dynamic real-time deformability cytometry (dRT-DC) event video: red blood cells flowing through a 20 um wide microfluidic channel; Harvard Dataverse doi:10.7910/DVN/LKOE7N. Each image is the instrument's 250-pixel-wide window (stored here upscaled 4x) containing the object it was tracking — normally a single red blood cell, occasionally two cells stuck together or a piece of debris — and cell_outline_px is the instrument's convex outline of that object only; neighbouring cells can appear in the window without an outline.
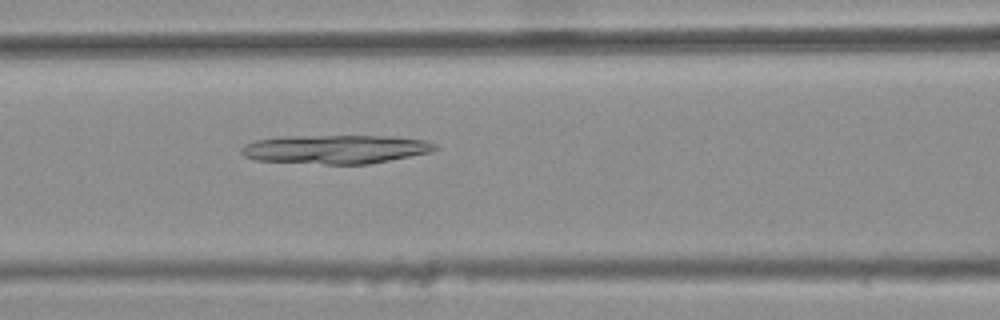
{"species": "common noctule bat (a hibernating species)", "species_latin": "Nyctalus noctula", "temperature_condition": "warm", "stored_images_in_passage": 49, "camera_frame_rate_fps": 3000, "um_per_image_px": 0.085, "animal": {"sex": "female", "body_mass_g": 25.1}, "frame": {"image": 1, "passage_image": 23, "time_ms": 7.333, "image_size_px": [1000, 320], "cell_outline_px": [[440, 148], [428, 152], [368, 164], [324, 164], [256, 160], [244, 156], [240, 152], [240, 148], [244, 144], [256, 140], [280, 136], [392, 136], [428, 140], [436, 144]], "centroid_in_image_um": [28.5, 12.67], "position_along_channel_um": 138.1, "area_um2": 32.54}}
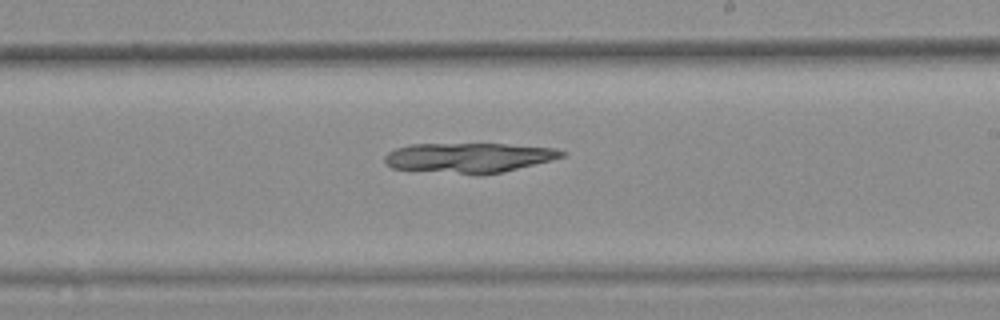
{"frame": {"image": 2, "passage_image": 32, "time_ms": 10.333, "image_size_px": [1000, 320], "cell_outline_px": [[568, 152], [564, 156], [552, 160], [500, 172], [460, 172], [392, 168], [384, 164], [384, 156], [388, 152], [396, 148], [412, 144], [508, 144], [556, 148]], "centroid_in_image_um": [39.88, 13.36], "position_along_channel_um": 249.1, "area_um2": 29.82}}
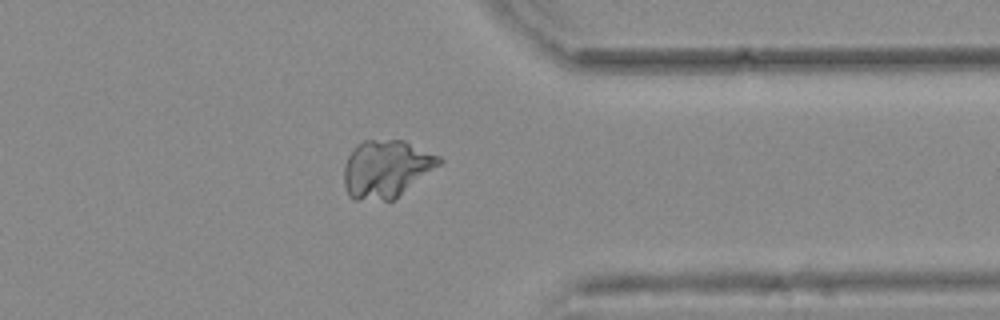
{"frame": {"image": 3, "passage_image": 43, "time_ms": 14.0, "image_size_px": [1000, 320], "cell_outline_px": [[444, 160], [440, 164], [392, 200], [352, 200], [348, 196], [344, 184], [344, 164], [352, 148], [356, 144], [364, 140], [404, 140], [440, 156]], "centroid_in_image_um": [32.78, 14.33], "position_along_channel_um": 378.6, "area_um2": 31.85}}